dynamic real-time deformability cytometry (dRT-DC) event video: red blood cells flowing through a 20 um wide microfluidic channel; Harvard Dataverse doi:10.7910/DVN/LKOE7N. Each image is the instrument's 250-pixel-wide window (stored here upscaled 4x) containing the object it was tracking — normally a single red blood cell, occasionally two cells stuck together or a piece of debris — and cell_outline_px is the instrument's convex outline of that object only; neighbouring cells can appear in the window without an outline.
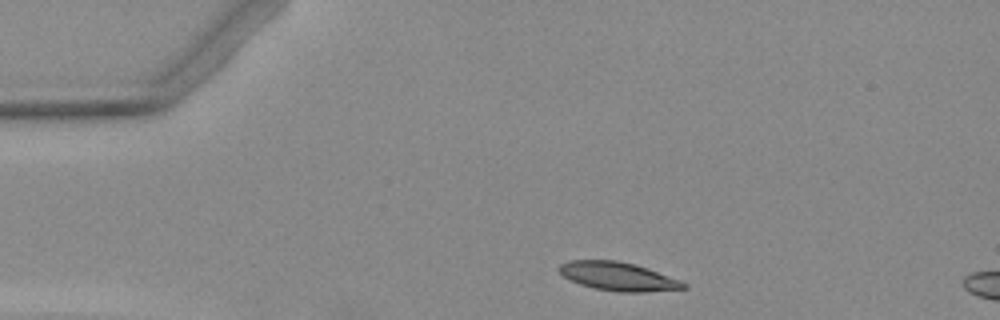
{"species": "Egyptian fruit bat (a non-hibernating species)", "species_latin": "Rousettus aegyptiacus", "temperature_condition": "warm", "stored_images_in_passage": 2, "camera_frame_rate_fps": 3000, "um_per_image_px": 0.085, "animal": {"sex": "female"}, "frame": {"image": 1, "passage_image": 1, "time_ms": 0.0, "image_size_px": [1000, 320], "cell_outline_px": [[688, 288], [644, 292], [620, 292], [596, 288], [580, 284], [564, 276], [556, 268], [560, 264], [568, 260], [616, 260], [648, 268], [680, 280], [688, 284]], "centroid_in_image_um": [52.55, 23.49], "position_along_channel_um": 32.5, "area_um2": 20.58}}